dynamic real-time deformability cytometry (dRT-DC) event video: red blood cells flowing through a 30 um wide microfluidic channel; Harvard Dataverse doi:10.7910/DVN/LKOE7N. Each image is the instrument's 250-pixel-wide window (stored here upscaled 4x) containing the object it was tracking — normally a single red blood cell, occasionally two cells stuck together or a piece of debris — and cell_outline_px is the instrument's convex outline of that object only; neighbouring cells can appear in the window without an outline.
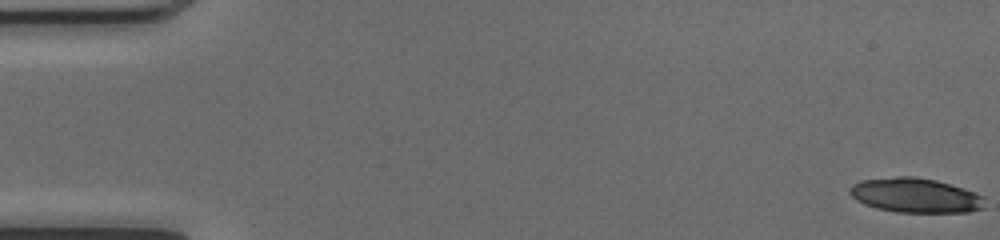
{"species": "common noctule bat (a hibernating species)", "species_latin": "Nyctalus noctula", "temperature_condition": "cold", "stored_images_in_passage": 22, "camera_frame_rate_fps": 3000, "um_per_image_px": 0.085, "animal": {"sex": "female", "body_mass_g": 17.0, "forearm_length_mm": 48.0}, "frame": {"image": 1, "passage_image": 1, "time_ms": 0.0, "image_size_px": [1000, 240], "cell_outline_px": [[984, 208], [968, 212], [896, 212], [876, 208], [864, 204], [856, 200], [848, 192], [848, 188], [852, 184], [860, 180], [896, 176], [916, 176], [936, 180], [976, 192], [984, 196]], "centroid_in_image_um": [77.79, 16.6], "position_along_channel_um": 7.2, "area_um2": 27.46}}
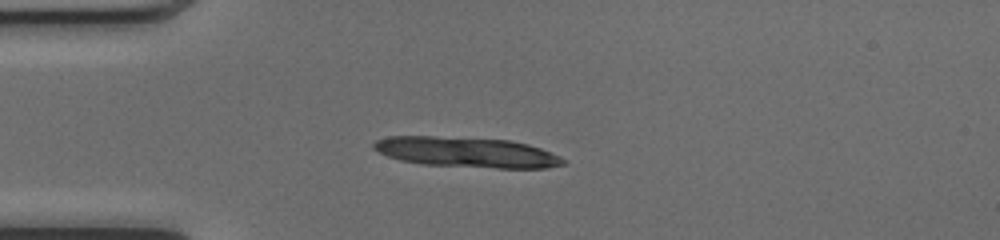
{"frame": {"image": 2, "passage_image": 14, "time_ms": 4.333, "image_size_px": [1000, 240], "cell_outline_px": [[568, 164], [548, 168], [496, 168], [420, 164], [400, 160], [388, 156], [372, 148], [372, 144], [376, 140], [388, 136], [436, 136], [512, 140], [528, 144], [540, 148], [560, 156]], "centroid_in_image_um": [39.68, 12.94], "position_along_channel_um": 45.3, "area_um2": 33.64}}